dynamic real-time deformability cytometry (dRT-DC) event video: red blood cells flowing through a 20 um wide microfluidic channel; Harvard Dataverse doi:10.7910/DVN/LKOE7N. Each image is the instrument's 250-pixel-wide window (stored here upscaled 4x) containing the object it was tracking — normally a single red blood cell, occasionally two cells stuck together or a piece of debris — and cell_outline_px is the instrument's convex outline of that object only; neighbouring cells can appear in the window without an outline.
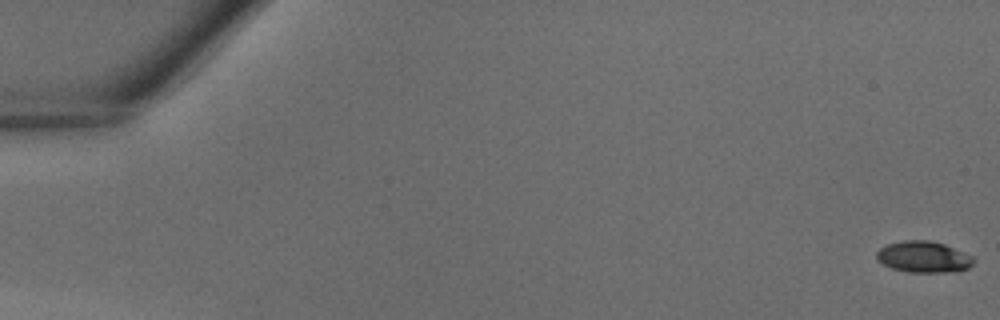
{"species": "common noctule bat (a hibernating species)", "species_latin": "Nyctalus noctula", "temperature_condition": "warm", "stored_images_in_passage": 40, "camera_frame_rate_fps": 3000, "um_per_image_px": 0.085, "animal": {"sex": "male", "body_mass_g": 18.8}, "frame": {"image": 1, "passage_image": 1, "time_ms": 0.0, "image_size_px": [1000, 320], "cell_outline_px": [[976, 260], [968, 268], [960, 272], [908, 272], [892, 268], [876, 260], [876, 252], [880, 248], [888, 244], [904, 240], [928, 240], [944, 244], [964, 252], [972, 256]], "centroid_in_image_um": [78.52, 21.84], "position_along_channel_um": 6.5, "area_um2": 17.8}}
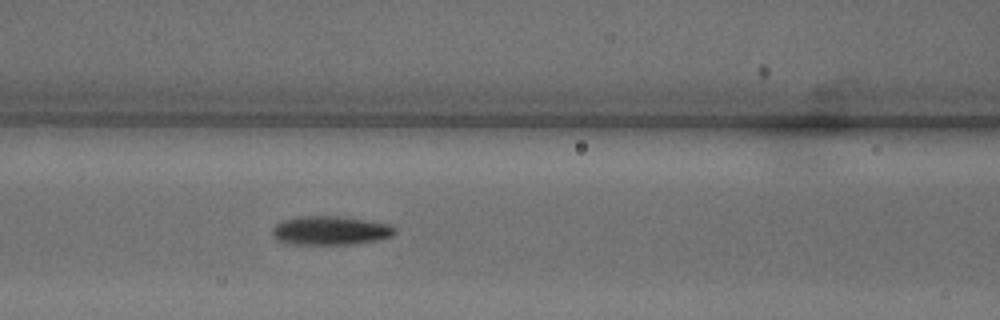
{"frame": {"image": 2, "passage_image": 19, "time_ms": 6.0, "image_size_px": [1000, 320], "cell_outline_px": [[396, 232], [392, 236], [376, 240], [352, 244], [292, 244], [276, 240], [272, 236], [272, 228], [276, 224], [284, 220], [300, 216], [336, 216], [392, 224], [396, 228]], "centroid_in_image_um": [28.07, 19.59], "position_along_channel_um": 138.5, "area_um2": 20.58}}
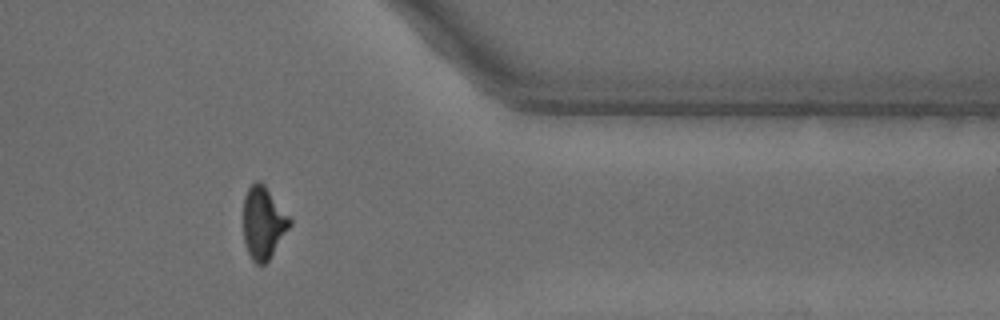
{"frame": {"image": 3, "passage_image": 35, "time_ms": 11.333, "image_size_px": [1000, 320], "cell_outline_px": [[292, 224], [268, 260], [264, 264], [256, 264], [252, 260], [244, 244], [244, 196], [248, 188], [256, 180], [260, 180], [264, 184], [292, 220]], "centroid_in_image_um": [22.38, 18.93], "position_along_channel_um": 389.0, "area_um2": 19.42}}